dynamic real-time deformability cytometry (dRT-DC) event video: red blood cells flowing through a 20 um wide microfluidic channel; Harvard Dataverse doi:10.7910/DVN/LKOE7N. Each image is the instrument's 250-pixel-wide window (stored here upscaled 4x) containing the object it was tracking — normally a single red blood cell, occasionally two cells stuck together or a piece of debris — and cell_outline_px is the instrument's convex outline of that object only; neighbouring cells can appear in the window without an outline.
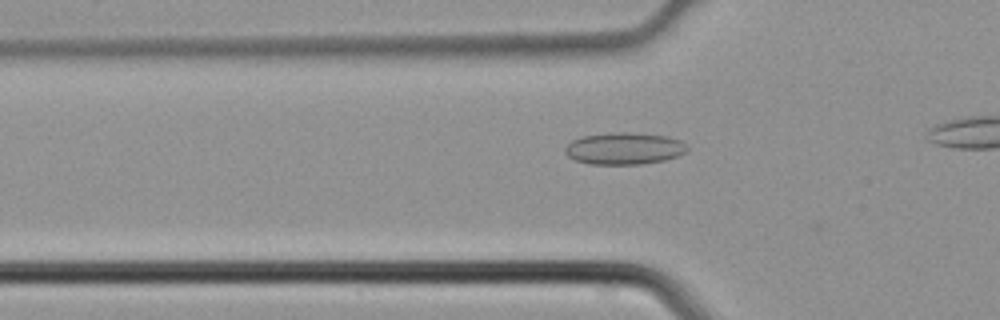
{"species": "common noctule bat (a hibernating species)", "species_latin": "Nyctalus noctula", "temperature_condition": "cold", "stored_images_in_passage": 3, "camera_frame_rate_fps": 3000, "um_per_image_px": 0.085, "animal": {"sex": "male", "body_mass_g": 21.5, "forearm_length_mm": 52.0}, "frame": {"image": 1, "passage_image": 3, "time_ms": 0.667, "image_size_px": [1000, 320], "cell_outline_px": [[688, 148], [684, 152], [676, 156], [664, 160], [640, 164], [588, 164], [576, 160], [568, 156], [564, 152], [564, 148], [572, 140], [580, 136], [612, 132], [632, 132], [668, 136], [680, 140]], "centroid_in_image_um": [53.02, 12.61], "position_along_channel_um": 72.8, "area_um2": 22.77}}